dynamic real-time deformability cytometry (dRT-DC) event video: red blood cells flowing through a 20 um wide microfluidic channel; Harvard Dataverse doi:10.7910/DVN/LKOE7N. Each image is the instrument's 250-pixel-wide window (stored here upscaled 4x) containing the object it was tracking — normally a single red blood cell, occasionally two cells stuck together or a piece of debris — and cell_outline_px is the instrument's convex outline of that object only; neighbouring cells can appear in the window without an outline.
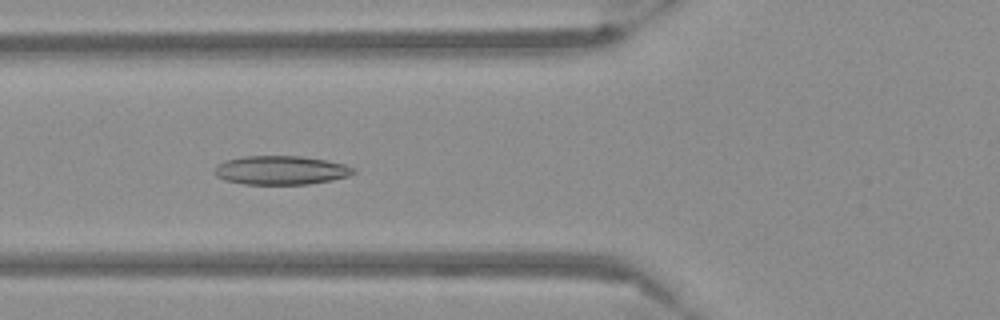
{"species": "Egyptian fruit bat (a non-hibernating species)", "species_latin": "Rousettus aegyptiacus", "temperature_condition": "warm", "stored_images_in_passage": 53, "camera_frame_rate_fps": 3000, "um_per_image_px": 0.085, "frame": {"image": 1, "passage_image": 20, "time_ms": 6.333, "image_size_px": [1000, 320], "cell_outline_px": [[356, 172], [348, 176], [332, 180], [308, 184], [244, 184], [224, 180], [216, 176], [216, 164], [224, 160], [244, 156], [300, 156], [328, 160], [344, 164], [356, 168]], "centroid_in_image_um": [23.89, 14.46], "position_along_channel_um": 101.9, "area_um2": 23.47}}
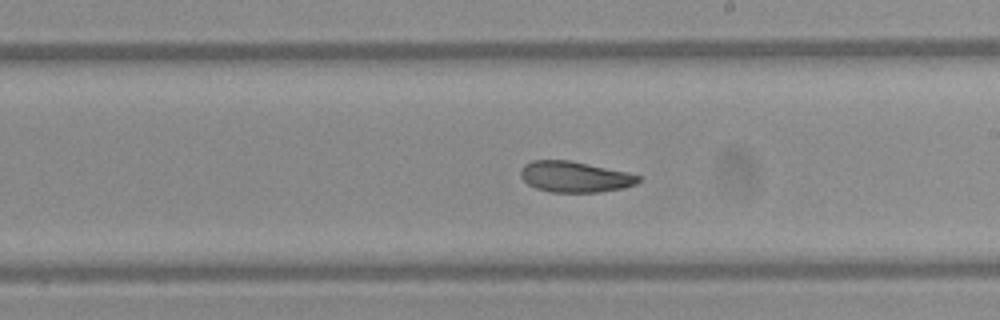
{"frame": {"image": 2, "passage_image": 31, "time_ms": 10.0, "image_size_px": [1000, 320], "cell_outline_px": [[640, 180], [636, 184], [624, 188], [600, 192], [552, 192], [536, 188], [528, 184], [520, 176], [520, 168], [524, 164], [532, 160], [568, 160], [628, 172], [640, 176]], "centroid_in_image_um": [48.85, 15.03], "position_along_channel_um": 240.2, "area_um2": 21.21}}
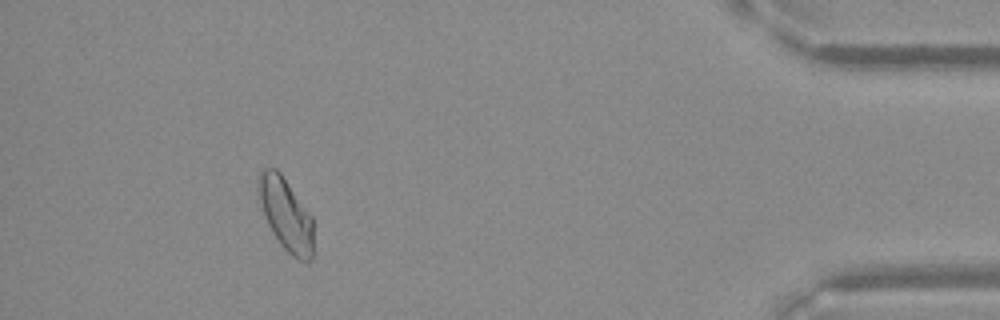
{"frame": {"image": 3, "passage_image": 49, "time_ms": 16.0, "image_size_px": [1000, 320], "cell_outline_px": [[312, 260], [308, 264], [292, 256], [280, 244], [272, 232], [268, 224], [256, 192], [256, 184], [260, 168], [276, 168], [280, 172], [312, 216]], "centroid_in_image_um": [24.27, 18.2], "position_along_channel_um": 410.9, "area_um2": 23.41}}